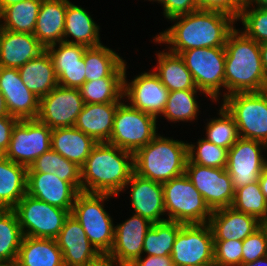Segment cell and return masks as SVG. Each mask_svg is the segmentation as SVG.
I'll use <instances>...</instances> for the list:
<instances>
[{
  "label": "cell",
  "mask_w": 267,
  "mask_h": 266,
  "mask_svg": "<svg viewBox=\"0 0 267 266\" xmlns=\"http://www.w3.org/2000/svg\"><path fill=\"white\" fill-rule=\"evenodd\" d=\"M18 72L25 86L39 99L58 86L53 62L46 49L21 66Z\"/></svg>",
  "instance_id": "cell-27"
},
{
  "label": "cell",
  "mask_w": 267,
  "mask_h": 266,
  "mask_svg": "<svg viewBox=\"0 0 267 266\" xmlns=\"http://www.w3.org/2000/svg\"><path fill=\"white\" fill-rule=\"evenodd\" d=\"M183 225L171 220L153 223L145 235L143 253H147L148 256L171 255L178 231Z\"/></svg>",
  "instance_id": "cell-35"
},
{
  "label": "cell",
  "mask_w": 267,
  "mask_h": 266,
  "mask_svg": "<svg viewBox=\"0 0 267 266\" xmlns=\"http://www.w3.org/2000/svg\"><path fill=\"white\" fill-rule=\"evenodd\" d=\"M208 224L214 241H243L261 227V222L257 218L232 206L214 210Z\"/></svg>",
  "instance_id": "cell-23"
},
{
  "label": "cell",
  "mask_w": 267,
  "mask_h": 266,
  "mask_svg": "<svg viewBox=\"0 0 267 266\" xmlns=\"http://www.w3.org/2000/svg\"><path fill=\"white\" fill-rule=\"evenodd\" d=\"M164 14L167 19L191 13L198 9L197 0H162Z\"/></svg>",
  "instance_id": "cell-47"
},
{
  "label": "cell",
  "mask_w": 267,
  "mask_h": 266,
  "mask_svg": "<svg viewBox=\"0 0 267 266\" xmlns=\"http://www.w3.org/2000/svg\"><path fill=\"white\" fill-rule=\"evenodd\" d=\"M52 129L38 119L19 120L4 156L27 168L51 148Z\"/></svg>",
  "instance_id": "cell-11"
},
{
  "label": "cell",
  "mask_w": 267,
  "mask_h": 266,
  "mask_svg": "<svg viewBox=\"0 0 267 266\" xmlns=\"http://www.w3.org/2000/svg\"><path fill=\"white\" fill-rule=\"evenodd\" d=\"M28 168L0 156V209H13L27 193Z\"/></svg>",
  "instance_id": "cell-31"
},
{
  "label": "cell",
  "mask_w": 267,
  "mask_h": 266,
  "mask_svg": "<svg viewBox=\"0 0 267 266\" xmlns=\"http://www.w3.org/2000/svg\"><path fill=\"white\" fill-rule=\"evenodd\" d=\"M247 2L248 0H197L198 9L220 11L236 20Z\"/></svg>",
  "instance_id": "cell-45"
},
{
  "label": "cell",
  "mask_w": 267,
  "mask_h": 266,
  "mask_svg": "<svg viewBox=\"0 0 267 266\" xmlns=\"http://www.w3.org/2000/svg\"><path fill=\"white\" fill-rule=\"evenodd\" d=\"M197 266H214V265H197Z\"/></svg>",
  "instance_id": "cell-62"
},
{
  "label": "cell",
  "mask_w": 267,
  "mask_h": 266,
  "mask_svg": "<svg viewBox=\"0 0 267 266\" xmlns=\"http://www.w3.org/2000/svg\"><path fill=\"white\" fill-rule=\"evenodd\" d=\"M25 1V0H0V12L5 8L8 7L9 5Z\"/></svg>",
  "instance_id": "cell-58"
},
{
  "label": "cell",
  "mask_w": 267,
  "mask_h": 266,
  "mask_svg": "<svg viewBox=\"0 0 267 266\" xmlns=\"http://www.w3.org/2000/svg\"><path fill=\"white\" fill-rule=\"evenodd\" d=\"M222 100L235 120L239 136L267 145V90L233 93Z\"/></svg>",
  "instance_id": "cell-7"
},
{
  "label": "cell",
  "mask_w": 267,
  "mask_h": 266,
  "mask_svg": "<svg viewBox=\"0 0 267 266\" xmlns=\"http://www.w3.org/2000/svg\"><path fill=\"white\" fill-rule=\"evenodd\" d=\"M84 104L79 88L58 85L40 98L37 119L51 129L74 127Z\"/></svg>",
  "instance_id": "cell-15"
},
{
  "label": "cell",
  "mask_w": 267,
  "mask_h": 266,
  "mask_svg": "<svg viewBox=\"0 0 267 266\" xmlns=\"http://www.w3.org/2000/svg\"><path fill=\"white\" fill-rule=\"evenodd\" d=\"M126 77L125 66L123 96L130 100L129 105L156 118L162 114L169 90L161 83L159 77L153 71L144 72L129 83Z\"/></svg>",
  "instance_id": "cell-16"
},
{
  "label": "cell",
  "mask_w": 267,
  "mask_h": 266,
  "mask_svg": "<svg viewBox=\"0 0 267 266\" xmlns=\"http://www.w3.org/2000/svg\"><path fill=\"white\" fill-rule=\"evenodd\" d=\"M7 115H9V113L6 106L5 98L2 92L0 91V116H7Z\"/></svg>",
  "instance_id": "cell-55"
},
{
  "label": "cell",
  "mask_w": 267,
  "mask_h": 266,
  "mask_svg": "<svg viewBox=\"0 0 267 266\" xmlns=\"http://www.w3.org/2000/svg\"><path fill=\"white\" fill-rule=\"evenodd\" d=\"M242 264V241H214V266H239Z\"/></svg>",
  "instance_id": "cell-43"
},
{
  "label": "cell",
  "mask_w": 267,
  "mask_h": 266,
  "mask_svg": "<svg viewBox=\"0 0 267 266\" xmlns=\"http://www.w3.org/2000/svg\"><path fill=\"white\" fill-rule=\"evenodd\" d=\"M261 226L266 231L267 234V223H261Z\"/></svg>",
  "instance_id": "cell-59"
},
{
  "label": "cell",
  "mask_w": 267,
  "mask_h": 266,
  "mask_svg": "<svg viewBox=\"0 0 267 266\" xmlns=\"http://www.w3.org/2000/svg\"><path fill=\"white\" fill-rule=\"evenodd\" d=\"M99 29V26L84 8L67 0L63 42L86 47L100 46L102 43H100ZM71 36L74 37L75 41L67 39Z\"/></svg>",
  "instance_id": "cell-29"
},
{
  "label": "cell",
  "mask_w": 267,
  "mask_h": 266,
  "mask_svg": "<svg viewBox=\"0 0 267 266\" xmlns=\"http://www.w3.org/2000/svg\"><path fill=\"white\" fill-rule=\"evenodd\" d=\"M188 143L156 135L133 154L134 173L164 183L185 174Z\"/></svg>",
  "instance_id": "cell-4"
},
{
  "label": "cell",
  "mask_w": 267,
  "mask_h": 266,
  "mask_svg": "<svg viewBox=\"0 0 267 266\" xmlns=\"http://www.w3.org/2000/svg\"><path fill=\"white\" fill-rule=\"evenodd\" d=\"M19 120L11 115L0 116V153L2 155L8 149L13 127Z\"/></svg>",
  "instance_id": "cell-49"
},
{
  "label": "cell",
  "mask_w": 267,
  "mask_h": 266,
  "mask_svg": "<svg viewBox=\"0 0 267 266\" xmlns=\"http://www.w3.org/2000/svg\"><path fill=\"white\" fill-rule=\"evenodd\" d=\"M85 62V82L101 78H124L125 60L118 53L103 44L88 47L83 55Z\"/></svg>",
  "instance_id": "cell-30"
},
{
  "label": "cell",
  "mask_w": 267,
  "mask_h": 266,
  "mask_svg": "<svg viewBox=\"0 0 267 266\" xmlns=\"http://www.w3.org/2000/svg\"><path fill=\"white\" fill-rule=\"evenodd\" d=\"M152 225L151 221L137 214L116 225L113 245L108 254L121 266H129L141 257L145 235Z\"/></svg>",
  "instance_id": "cell-18"
},
{
  "label": "cell",
  "mask_w": 267,
  "mask_h": 266,
  "mask_svg": "<svg viewBox=\"0 0 267 266\" xmlns=\"http://www.w3.org/2000/svg\"><path fill=\"white\" fill-rule=\"evenodd\" d=\"M219 116L207 122L205 139L229 150L240 138L238 127L233 116L223 105L219 110Z\"/></svg>",
  "instance_id": "cell-40"
},
{
  "label": "cell",
  "mask_w": 267,
  "mask_h": 266,
  "mask_svg": "<svg viewBox=\"0 0 267 266\" xmlns=\"http://www.w3.org/2000/svg\"><path fill=\"white\" fill-rule=\"evenodd\" d=\"M234 209L254 216L262 222L267 216V200L261 191L259 181L235 189Z\"/></svg>",
  "instance_id": "cell-39"
},
{
  "label": "cell",
  "mask_w": 267,
  "mask_h": 266,
  "mask_svg": "<svg viewBox=\"0 0 267 266\" xmlns=\"http://www.w3.org/2000/svg\"><path fill=\"white\" fill-rule=\"evenodd\" d=\"M129 266H175L171 255L167 256H146L135 259Z\"/></svg>",
  "instance_id": "cell-50"
},
{
  "label": "cell",
  "mask_w": 267,
  "mask_h": 266,
  "mask_svg": "<svg viewBox=\"0 0 267 266\" xmlns=\"http://www.w3.org/2000/svg\"><path fill=\"white\" fill-rule=\"evenodd\" d=\"M185 175L212 211L232 205L235 188L226 168L202 166L187 159Z\"/></svg>",
  "instance_id": "cell-13"
},
{
  "label": "cell",
  "mask_w": 267,
  "mask_h": 266,
  "mask_svg": "<svg viewBox=\"0 0 267 266\" xmlns=\"http://www.w3.org/2000/svg\"><path fill=\"white\" fill-rule=\"evenodd\" d=\"M175 266L214 265V238L206 224L183 225L171 251Z\"/></svg>",
  "instance_id": "cell-12"
},
{
  "label": "cell",
  "mask_w": 267,
  "mask_h": 266,
  "mask_svg": "<svg viewBox=\"0 0 267 266\" xmlns=\"http://www.w3.org/2000/svg\"><path fill=\"white\" fill-rule=\"evenodd\" d=\"M201 90L170 91L162 115L168 121H193L198 116L199 106L195 94Z\"/></svg>",
  "instance_id": "cell-38"
},
{
  "label": "cell",
  "mask_w": 267,
  "mask_h": 266,
  "mask_svg": "<svg viewBox=\"0 0 267 266\" xmlns=\"http://www.w3.org/2000/svg\"><path fill=\"white\" fill-rule=\"evenodd\" d=\"M225 89L223 98L238 92L267 90V76L262 67L260 44L236 28L225 44Z\"/></svg>",
  "instance_id": "cell-3"
},
{
  "label": "cell",
  "mask_w": 267,
  "mask_h": 266,
  "mask_svg": "<svg viewBox=\"0 0 267 266\" xmlns=\"http://www.w3.org/2000/svg\"><path fill=\"white\" fill-rule=\"evenodd\" d=\"M58 177L61 180L70 182L79 192H81V167L75 162L67 160L61 156L58 167Z\"/></svg>",
  "instance_id": "cell-48"
},
{
  "label": "cell",
  "mask_w": 267,
  "mask_h": 266,
  "mask_svg": "<svg viewBox=\"0 0 267 266\" xmlns=\"http://www.w3.org/2000/svg\"><path fill=\"white\" fill-rule=\"evenodd\" d=\"M0 266H22L18 258L0 261Z\"/></svg>",
  "instance_id": "cell-56"
},
{
  "label": "cell",
  "mask_w": 267,
  "mask_h": 266,
  "mask_svg": "<svg viewBox=\"0 0 267 266\" xmlns=\"http://www.w3.org/2000/svg\"><path fill=\"white\" fill-rule=\"evenodd\" d=\"M60 161L61 155L50 148L30 165L27 173H51L58 176Z\"/></svg>",
  "instance_id": "cell-46"
},
{
  "label": "cell",
  "mask_w": 267,
  "mask_h": 266,
  "mask_svg": "<svg viewBox=\"0 0 267 266\" xmlns=\"http://www.w3.org/2000/svg\"><path fill=\"white\" fill-rule=\"evenodd\" d=\"M239 266H267V255L249 263H242Z\"/></svg>",
  "instance_id": "cell-54"
},
{
  "label": "cell",
  "mask_w": 267,
  "mask_h": 266,
  "mask_svg": "<svg viewBox=\"0 0 267 266\" xmlns=\"http://www.w3.org/2000/svg\"><path fill=\"white\" fill-rule=\"evenodd\" d=\"M115 263V264H114ZM85 266H121L110 254H99Z\"/></svg>",
  "instance_id": "cell-51"
},
{
  "label": "cell",
  "mask_w": 267,
  "mask_h": 266,
  "mask_svg": "<svg viewBox=\"0 0 267 266\" xmlns=\"http://www.w3.org/2000/svg\"><path fill=\"white\" fill-rule=\"evenodd\" d=\"M162 185L165 212H168L167 220L184 225L209 222L213 211L185 174L172 178Z\"/></svg>",
  "instance_id": "cell-6"
},
{
  "label": "cell",
  "mask_w": 267,
  "mask_h": 266,
  "mask_svg": "<svg viewBox=\"0 0 267 266\" xmlns=\"http://www.w3.org/2000/svg\"><path fill=\"white\" fill-rule=\"evenodd\" d=\"M45 50L33 34L1 28L0 67L16 68L26 64Z\"/></svg>",
  "instance_id": "cell-24"
},
{
  "label": "cell",
  "mask_w": 267,
  "mask_h": 266,
  "mask_svg": "<svg viewBox=\"0 0 267 266\" xmlns=\"http://www.w3.org/2000/svg\"><path fill=\"white\" fill-rule=\"evenodd\" d=\"M251 4L255 3L257 8L267 10V0H248Z\"/></svg>",
  "instance_id": "cell-57"
},
{
  "label": "cell",
  "mask_w": 267,
  "mask_h": 266,
  "mask_svg": "<svg viewBox=\"0 0 267 266\" xmlns=\"http://www.w3.org/2000/svg\"><path fill=\"white\" fill-rule=\"evenodd\" d=\"M260 56L262 61V67L267 76V42L260 44Z\"/></svg>",
  "instance_id": "cell-52"
},
{
  "label": "cell",
  "mask_w": 267,
  "mask_h": 266,
  "mask_svg": "<svg viewBox=\"0 0 267 266\" xmlns=\"http://www.w3.org/2000/svg\"><path fill=\"white\" fill-rule=\"evenodd\" d=\"M158 65L154 73L161 83L170 91L200 90L196 88L191 72L187 69L184 60L173 52L157 53Z\"/></svg>",
  "instance_id": "cell-32"
},
{
  "label": "cell",
  "mask_w": 267,
  "mask_h": 266,
  "mask_svg": "<svg viewBox=\"0 0 267 266\" xmlns=\"http://www.w3.org/2000/svg\"><path fill=\"white\" fill-rule=\"evenodd\" d=\"M250 5L252 6L248 1L237 18L238 21L241 20L240 22L244 26L242 32L259 44L267 42V10L257 7L250 9Z\"/></svg>",
  "instance_id": "cell-42"
},
{
  "label": "cell",
  "mask_w": 267,
  "mask_h": 266,
  "mask_svg": "<svg viewBox=\"0 0 267 266\" xmlns=\"http://www.w3.org/2000/svg\"><path fill=\"white\" fill-rule=\"evenodd\" d=\"M79 191L70 183L51 173H27L29 196L70 213Z\"/></svg>",
  "instance_id": "cell-20"
},
{
  "label": "cell",
  "mask_w": 267,
  "mask_h": 266,
  "mask_svg": "<svg viewBox=\"0 0 267 266\" xmlns=\"http://www.w3.org/2000/svg\"><path fill=\"white\" fill-rule=\"evenodd\" d=\"M0 91L9 115L18 120L37 119L40 99L25 86L18 69L0 67Z\"/></svg>",
  "instance_id": "cell-17"
},
{
  "label": "cell",
  "mask_w": 267,
  "mask_h": 266,
  "mask_svg": "<svg viewBox=\"0 0 267 266\" xmlns=\"http://www.w3.org/2000/svg\"><path fill=\"white\" fill-rule=\"evenodd\" d=\"M179 55L191 72L196 88L212 101L219 100L220 88H225V48H192Z\"/></svg>",
  "instance_id": "cell-9"
},
{
  "label": "cell",
  "mask_w": 267,
  "mask_h": 266,
  "mask_svg": "<svg viewBox=\"0 0 267 266\" xmlns=\"http://www.w3.org/2000/svg\"><path fill=\"white\" fill-rule=\"evenodd\" d=\"M55 240L62 251L65 266H85L100 254L71 214L65 219Z\"/></svg>",
  "instance_id": "cell-21"
},
{
  "label": "cell",
  "mask_w": 267,
  "mask_h": 266,
  "mask_svg": "<svg viewBox=\"0 0 267 266\" xmlns=\"http://www.w3.org/2000/svg\"><path fill=\"white\" fill-rule=\"evenodd\" d=\"M170 20L176 23L157 35L154 41L171 45L169 51L176 54L192 48L225 47L237 21L229 14L202 9Z\"/></svg>",
  "instance_id": "cell-1"
},
{
  "label": "cell",
  "mask_w": 267,
  "mask_h": 266,
  "mask_svg": "<svg viewBox=\"0 0 267 266\" xmlns=\"http://www.w3.org/2000/svg\"><path fill=\"white\" fill-rule=\"evenodd\" d=\"M97 144L76 127L55 128L51 132V148L81 167Z\"/></svg>",
  "instance_id": "cell-28"
},
{
  "label": "cell",
  "mask_w": 267,
  "mask_h": 266,
  "mask_svg": "<svg viewBox=\"0 0 267 266\" xmlns=\"http://www.w3.org/2000/svg\"><path fill=\"white\" fill-rule=\"evenodd\" d=\"M149 1H157L158 3H161L162 0H149Z\"/></svg>",
  "instance_id": "cell-61"
},
{
  "label": "cell",
  "mask_w": 267,
  "mask_h": 266,
  "mask_svg": "<svg viewBox=\"0 0 267 266\" xmlns=\"http://www.w3.org/2000/svg\"><path fill=\"white\" fill-rule=\"evenodd\" d=\"M42 0H25L8 7L0 12V27L5 30L33 34Z\"/></svg>",
  "instance_id": "cell-34"
},
{
  "label": "cell",
  "mask_w": 267,
  "mask_h": 266,
  "mask_svg": "<svg viewBox=\"0 0 267 266\" xmlns=\"http://www.w3.org/2000/svg\"><path fill=\"white\" fill-rule=\"evenodd\" d=\"M23 233L13 209H0V261L18 258Z\"/></svg>",
  "instance_id": "cell-37"
},
{
  "label": "cell",
  "mask_w": 267,
  "mask_h": 266,
  "mask_svg": "<svg viewBox=\"0 0 267 266\" xmlns=\"http://www.w3.org/2000/svg\"><path fill=\"white\" fill-rule=\"evenodd\" d=\"M196 146L188 143V159L192 163L213 168H226L228 149L219 147L205 138L198 140Z\"/></svg>",
  "instance_id": "cell-41"
},
{
  "label": "cell",
  "mask_w": 267,
  "mask_h": 266,
  "mask_svg": "<svg viewBox=\"0 0 267 266\" xmlns=\"http://www.w3.org/2000/svg\"><path fill=\"white\" fill-rule=\"evenodd\" d=\"M265 147L263 142L240 137L228 150L226 170L235 189L259 180L267 167V159L261 154Z\"/></svg>",
  "instance_id": "cell-14"
},
{
  "label": "cell",
  "mask_w": 267,
  "mask_h": 266,
  "mask_svg": "<svg viewBox=\"0 0 267 266\" xmlns=\"http://www.w3.org/2000/svg\"><path fill=\"white\" fill-rule=\"evenodd\" d=\"M23 236L55 239L63 228L68 210L50 205L26 194L13 208Z\"/></svg>",
  "instance_id": "cell-10"
},
{
  "label": "cell",
  "mask_w": 267,
  "mask_h": 266,
  "mask_svg": "<svg viewBox=\"0 0 267 266\" xmlns=\"http://www.w3.org/2000/svg\"><path fill=\"white\" fill-rule=\"evenodd\" d=\"M112 194L79 192L71 215L81 224L88 240L100 254H108L114 241L112 218L104 209V201Z\"/></svg>",
  "instance_id": "cell-5"
},
{
  "label": "cell",
  "mask_w": 267,
  "mask_h": 266,
  "mask_svg": "<svg viewBox=\"0 0 267 266\" xmlns=\"http://www.w3.org/2000/svg\"><path fill=\"white\" fill-rule=\"evenodd\" d=\"M258 181L260 184L261 191L267 200V167L263 170V172L259 176Z\"/></svg>",
  "instance_id": "cell-53"
},
{
  "label": "cell",
  "mask_w": 267,
  "mask_h": 266,
  "mask_svg": "<svg viewBox=\"0 0 267 266\" xmlns=\"http://www.w3.org/2000/svg\"><path fill=\"white\" fill-rule=\"evenodd\" d=\"M261 223H267V216Z\"/></svg>",
  "instance_id": "cell-60"
},
{
  "label": "cell",
  "mask_w": 267,
  "mask_h": 266,
  "mask_svg": "<svg viewBox=\"0 0 267 266\" xmlns=\"http://www.w3.org/2000/svg\"><path fill=\"white\" fill-rule=\"evenodd\" d=\"M67 0H42L33 35L46 48L63 42Z\"/></svg>",
  "instance_id": "cell-26"
},
{
  "label": "cell",
  "mask_w": 267,
  "mask_h": 266,
  "mask_svg": "<svg viewBox=\"0 0 267 266\" xmlns=\"http://www.w3.org/2000/svg\"><path fill=\"white\" fill-rule=\"evenodd\" d=\"M87 48L84 45L66 42L45 48L52 59L59 86L80 88L85 83L86 66L83 55Z\"/></svg>",
  "instance_id": "cell-19"
},
{
  "label": "cell",
  "mask_w": 267,
  "mask_h": 266,
  "mask_svg": "<svg viewBox=\"0 0 267 266\" xmlns=\"http://www.w3.org/2000/svg\"><path fill=\"white\" fill-rule=\"evenodd\" d=\"M121 103L84 104L74 127L97 143L110 140L114 116Z\"/></svg>",
  "instance_id": "cell-25"
},
{
  "label": "cell",
  "mask_w": 267,
  "mask_h": 266,
  "mask_svg": "<svg viewBox=\"0 0 267 266\" xmlns=\"http://www.w3.org/2000/svg\"><path fill=\"white\" fill-rule=\"evenodd\" d=\"M156 122L155 116L123 101L116 110L111 137L107 143L134 154L157 135Z\"/></svg>",
  "instance_id": "cell-8"
},
{
  "label": "cell",
  "mask_w": 267,
  "mask_h": 266,
  "mask_svg": "<svg viewBox=\"0 0 267 266\" xmlns=\"http://www.w3.org/2000/svg\"><path fill=\"white\" fill-rule=\"evenodd\" d=\"M133 172V153L109 143H97L81 166V191L117 196Z\"/></svg>",
  "instance_id": "cell-2"
},
{
  "label": "cell",
  "mask_w": 267,
  "mask_h": 266,
  "mask_svg": "<svg viewBox=\"0 0 267 266\" xmlns=\"http://www.w3.org/2000/svg\"><path fill=\"white\" fill-rule=\"evenodd\" d=\"M267 255V234L262 226L242 241V263H249Z\"/></svg>",
  "instance_id": "cell-44"
},
{
  "label": "cell",
  "mask_w": 267,
  "mask_h": 266,
  "mask_svg": "<svg viewBox=\"0 0 267 266\" xmlns=\"http://www.w3.org/2000/svg\"><path fill=\"white\" fill-rule=\"evenodd\" d=\"M79 91L85 104L122 103L124 78L86 81Z\"/></svg>",
  "instance_id": "cell-36"
},
{
  "label": "cell",
  "mask_w": 267,
  "mask_h": 266,
  "mask_svg": "<svg viewBox=\"0 0 267 266\" xmlns=\"http://www.w3.org/2000/svg\"><path fill=\"white\" fill-rule=\"evenodd\" d=\"M127 185H131L130 197L134 214L140 215L152 223L167 220L160 218L166 213L162 183L146 179L133 172Z\"/></svg>",
  "instance_id": "cell-22"
},
{
  "label": "cell",
  "mask_w": 267,
  "mask_h": 266,
  "mask_svg": "<svg viewBox=\"0 0 267 266\" xmlns=\"http://www.w3.org/2000/svg\"><path fill=\"white\" fill-rule=\"evenodd\" d=\"M18 259L22 266H65L62 251L52 238L23 236Z\"/></svg>",
  "instance_id": "cell-33"
}]
</instances>
